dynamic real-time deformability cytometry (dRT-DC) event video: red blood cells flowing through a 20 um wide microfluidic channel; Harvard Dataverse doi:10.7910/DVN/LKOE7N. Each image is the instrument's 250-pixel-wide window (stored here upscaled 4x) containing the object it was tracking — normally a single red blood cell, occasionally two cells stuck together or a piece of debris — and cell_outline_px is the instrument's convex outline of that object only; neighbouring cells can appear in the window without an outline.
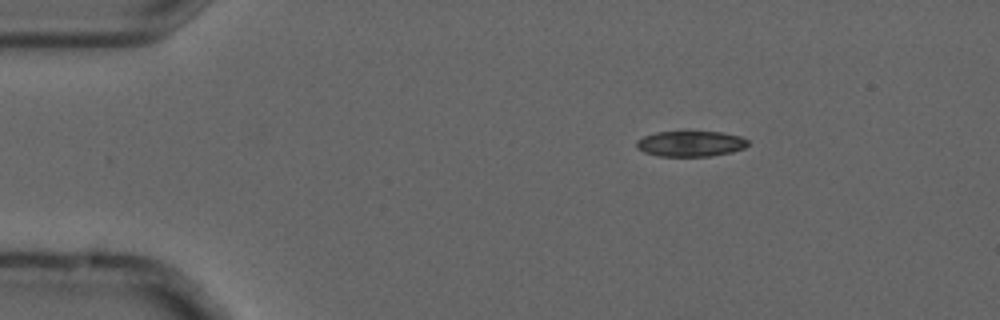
{"species": "common noctule bat (a hibernating species)", "species_latin": "Nyctalus noctula", "temperature_condition": "cold", "stored_images_in_passage": 5, "camera_frame_rate_fps": 3000, "um_per_image_px": 0.085, "animal": {"sex": "male", "forearm_length_mm": 52.5}, "frame": {"image": 1, "passage_image": 5, "time_ms": 1.333, "image_size_px": [1000, 320], "cell_outline_px": [[748, 144], [744, 148], [732, 152], [712, 156], [660, 156], [644, 152], [636, 148], [636, 140], [644, 136], [656, 132], [720, 132], [740, 136], [748, 140]], "centroid_in_image_um": [58.69, 12.22], "position_along_channel_um": 26.3, "area_um2": 16.59}}